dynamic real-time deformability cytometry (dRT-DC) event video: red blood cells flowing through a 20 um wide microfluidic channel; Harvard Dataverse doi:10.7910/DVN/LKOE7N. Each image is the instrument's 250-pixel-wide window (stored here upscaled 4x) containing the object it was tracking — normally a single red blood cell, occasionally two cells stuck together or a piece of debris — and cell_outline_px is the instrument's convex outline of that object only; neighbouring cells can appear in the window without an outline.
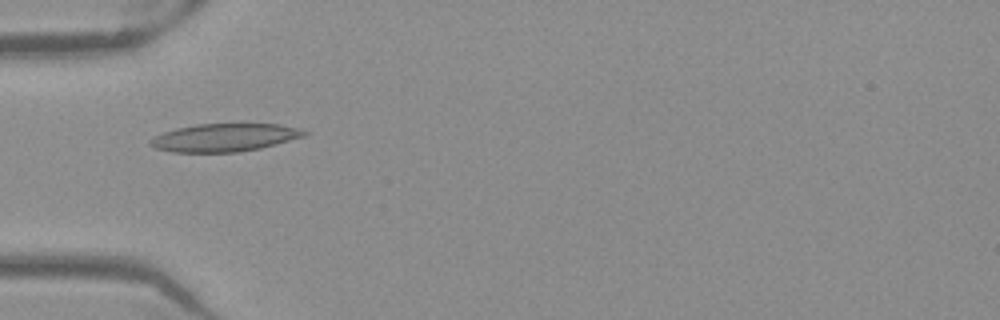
{"species": "Egyptian fruit bat (a non-hibernating species)", "species_latin": "Rousettus aegyptiacus", "temperature_condition": "warm", "stored_images_in_passage": 36, "camera_frame_rate_fps": 3000, "um_per_image_px": 0.085, "frame": {"image": 1, "passage_image": 1, "time_ms": 0.0, "image_size_px": [1000, 320], "cell_outline_px": [[308, 132], [304, 136], [276, 144], [260, 148], [236, 152], [172, 152], [156, 148], [148, 144], [148, 140], [152, 136], [176, 128], [196, 124], [280, 124], [300, 128]], "centroid_in_image_um": [19.05, 11.69], "position_along_channel_um": 66.0, "area_um2": 25.09}}
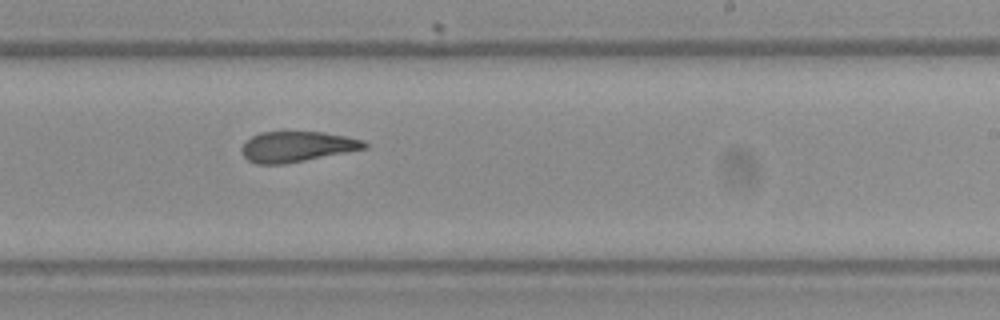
{"frame": {"image": 2, "passage_image": 16, "time_ms": 5.0, "image_size_px": [1000, 320], "cell_outline_px": [[368, 148], [284, 164], [256, 164], [248, 160], [240, 152], [240, 148], [252, 136], [260, 132], [320, 132], [348, 136], [364, 140], [368, 144]], "centroid_in_image_um": [25.25, 12.46], "position_along_channel_um": 263.8, "area_um2": 21.79}}
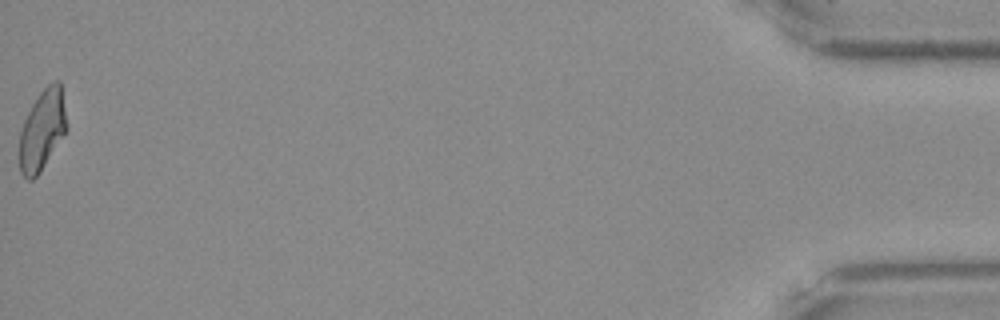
{"frame": {"image": 3, "passage_image": 36, "time_ms": 11.667, "image_size_px": [1000, 320], "cell_outline_px": [[68, 128], [40, 172], [32, 180], [28, 180], [20, 172], [20, 132], [24, 120], [32, 104], [40, 92], [52, 80], [60, 80], [68, 124]], "centroid_in_image_um": [3.61, 11.02], "position_along_channel_um": 431.6, "area_um2": 22.14}, "authors_computed_cell_mechanics": {"area_um2": 22.3108, "velocity_mm_per_s": 3.9665, "shape_relaxation_time_tau1_ms": null, "shape_relaxation_time_tau2_ms": 2.8771, "deformation_change_tau1": null, "deformation_change_tau2": 0.1179}}